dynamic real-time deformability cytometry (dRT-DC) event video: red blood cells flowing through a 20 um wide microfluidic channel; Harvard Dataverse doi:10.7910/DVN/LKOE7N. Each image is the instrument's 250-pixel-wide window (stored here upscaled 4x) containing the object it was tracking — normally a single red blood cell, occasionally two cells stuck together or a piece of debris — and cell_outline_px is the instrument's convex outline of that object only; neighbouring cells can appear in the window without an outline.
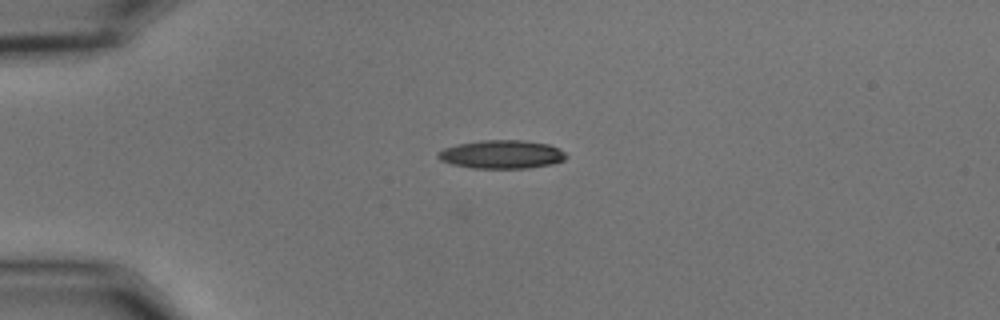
{"species": "common noctule bat (a hibernating species)", "species_latin": "Nyctalus noctula", "temperature_condition": "cold", "stored_images_in_passage": 32, "camera_frame_rate_fps": 3000, "um_per_image_px": 0.085, "animal": {"sex": "male", "body_mass_g": 15.6}, "frame": {"image": 1, "passage_image": 1, "time_ms": 0.0, "image_size_px": [1000, 320], "cell_outline_px": [[568, 156], [564, 160], [552, 164], [528, 168], [472, 168], [452, 164], [440, 160], [436, 156], [436, 152], [444, 148], [456, 144], [480, 140], [524, 140], [548, 144], [560, 148]], "centroid_in_image_um": [42.63, 13.11], "position_along_channel_um": 42.4, "area_um2": 21.44}}
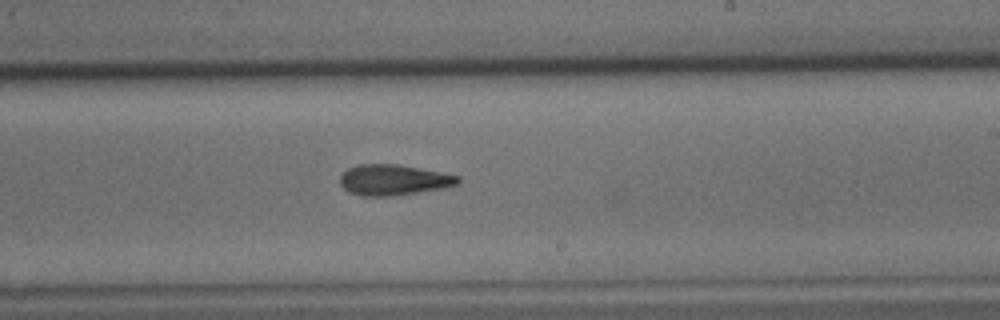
{"frame": {"image": 2, "passage_image": 21, "time_ms": 6.667, "image_size_px": [1000, 320], "cell_outline_px": [[460, 180], [456, 184], [444, 188], [392, 196], [360, 196], [344, 188], [340, 184], [340, 176], [348, 168], [356, 164], [396, 164], [440, 172], [460, 176]], "centroid_in_image_um": [33.43, 15.29], "position_along_channel_um": 255.6, "area_um2": 20.92}}
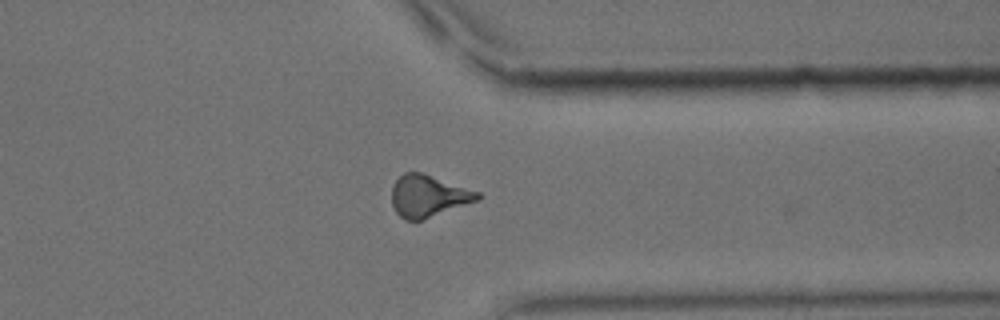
{"frame": {"image": 3, "passage_image": 31, "time_ms": 10.0, "image_size_px": [1000, 320], "cell_outline_px": [[480, 200], [420, 220], [404, 220], [396, 212], [392, 204], [392, 184], [404, 172], [420, 172], [480, 192]], "centroid_in_image_um": [36.39, 16.66], "position_along_channel_um": 375.0, "area_um2": 20.75}}